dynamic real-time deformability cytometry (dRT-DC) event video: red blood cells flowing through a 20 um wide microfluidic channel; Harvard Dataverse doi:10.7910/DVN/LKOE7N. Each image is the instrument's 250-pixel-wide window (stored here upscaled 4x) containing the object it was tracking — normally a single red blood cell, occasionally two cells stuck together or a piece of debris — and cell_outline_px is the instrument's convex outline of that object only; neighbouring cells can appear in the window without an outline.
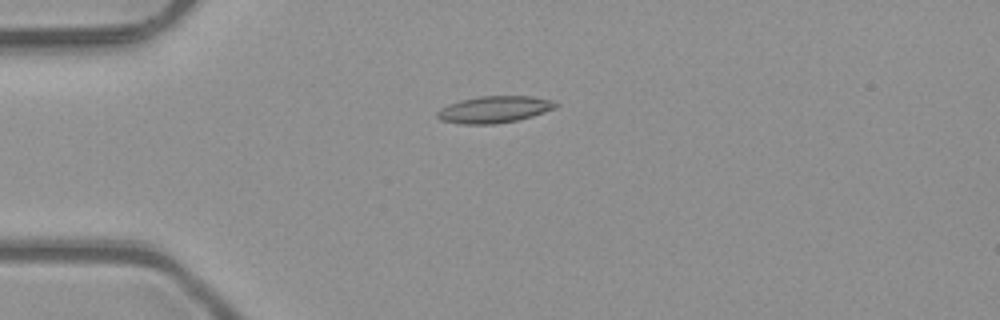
{"species": "common noctule bat (a hibernating species)", "species_latin": "Nyctalus noctula", "temperature_condition": "room temperature", "stored_images_in_passage": 2, "camera_frame_rate_fps": 3000, "um_per_image_px": 0.085, "animal": {"sex": "male", "body_mass_g": 23.1, "forearm_length_mm": 52.7}, "frame": {"image": 1, "passage_image": 2, "time_ms": 0.333, "image_size_px": [1000, 320], "cell_outline_px": [[560, 104], [556, 108], [532, 116], [516, 120], [496, 124], [460, 124], [440, 120], [436, 116], [436, 112], [440, 108], [448, 104], [460, 100], [480, 96], [532, 96], [552, 100]], "centroid_in_image_um": [42.0, 9.3], "position_along_channel_um": 43.0, "area_um2": 18.61}}